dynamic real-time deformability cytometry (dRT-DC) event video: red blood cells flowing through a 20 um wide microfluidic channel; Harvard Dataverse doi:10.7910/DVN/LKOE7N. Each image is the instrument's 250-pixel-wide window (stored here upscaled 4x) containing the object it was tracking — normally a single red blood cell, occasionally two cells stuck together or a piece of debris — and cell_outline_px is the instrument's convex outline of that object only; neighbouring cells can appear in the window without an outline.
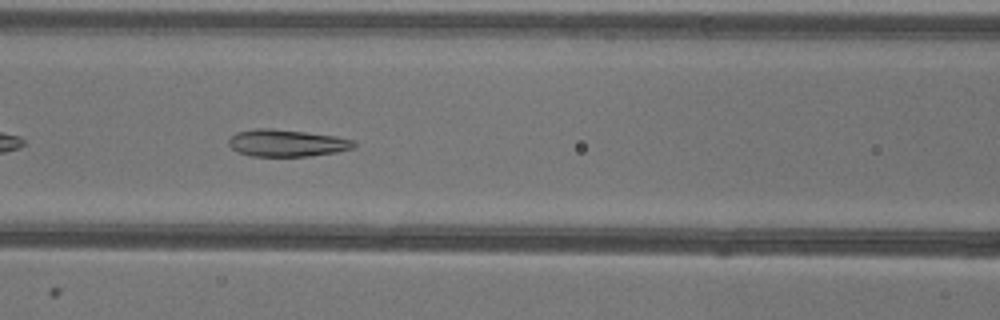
{"species": "common noctule bat (a hibernating species)", "species_latin": "Nyctalus noctula", "temperature_condition": "warm", "stored_images_in_passage": 38, "camera_frame_rate_fps": 3000, "um_per_image_px": 0.085, "animal": {"sex": "female"}, "frame": {"image": 1, "passage_image": 8, "time_ms": 2.333, "image_size_px": [1000, 320], "cell_outline_px": [[356, 144], [352, 148], [336, 152], [308, 156], [252, 156], [236, 152], [228, 144], [228, 140], [236, 132], [256, 128], [272, 128], [336, 136], [356, 140]], "centroid_in_image_um": [24.36, 12.15], "position_along_channel_um": 142.2, "area_um2": 19.77}}
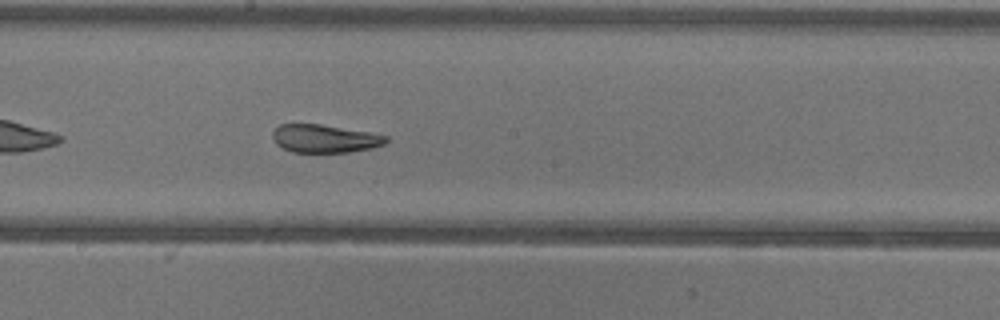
{"frame": {"image": 2, "passage_image": 14, "time_ms": 4.333, "image_size_px": [1000, 320], "cell_outline_px": [[388, 140], [384, 144], [372, 148], [348, 152], [292, 152], [276, 144], [272, 140], [272, 132], [280, 124], [320, 124], [368, 132], [388, 136]], "centroid_in_image_um": [27.58, 11.78], "position_along_channel_um": 220.6, "area_um2": 18.5}}
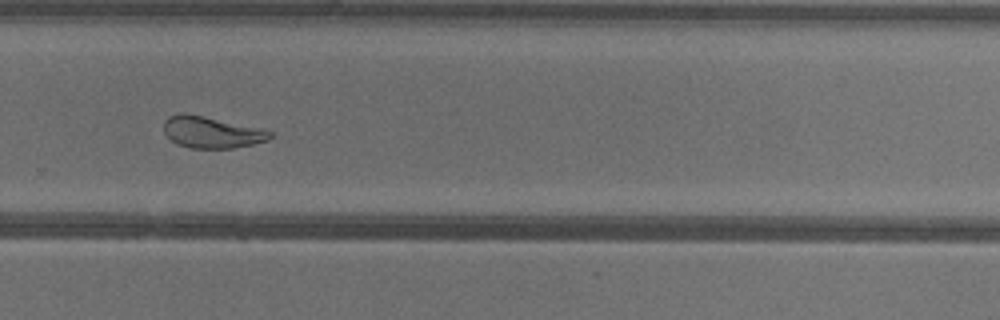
{"frame": {"image": 3, "passage_image": 21, "time_ms": 6.667, "image_size_px": [1000, 320], "cell_outline_px": [[272, 136], [268, 140], [252, 144], [232, 148], [192, 148], [176, 144], [164, 132], [164, 120], [168, 116], [180, 112], [184, 112], [204, 116], [272, 132]], "centroid_in_image_um": [17.91, 11.24], "position_along_channel_um": 311.9, "area_um2": 19.19}, "authors_computed_cell_mechanics": {"area_um2": 20.5479, "velocity_mm_per_s": 3.9314, "shape_relaxation_time_tau1_ms": 5.9072, "shape_relaxation_time_tau2_ms": 1.5885, "deformation_change_tau1": 0.2044, "deformation_change_tau2": 0.0889}}